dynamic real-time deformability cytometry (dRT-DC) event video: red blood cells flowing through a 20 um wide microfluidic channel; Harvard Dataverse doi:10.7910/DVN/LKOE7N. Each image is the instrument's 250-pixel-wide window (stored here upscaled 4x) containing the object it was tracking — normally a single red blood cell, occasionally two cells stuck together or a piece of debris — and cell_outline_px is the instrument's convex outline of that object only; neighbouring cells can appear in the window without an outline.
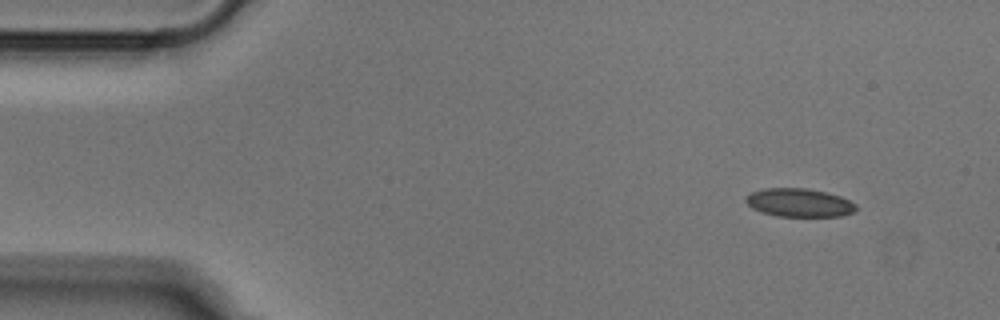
{"species": "Egyptian fruit bat (a non-hibernating species)", "species_latin": "Rousettus aegyptiacus", "temperature_condition": "cold", "stored_images_in_passage": 50, "camera_frame_rate_fps": 3000, "um_per_image_px": 0.085, "animal": {"sex": "male"}, "frame": {"image": 1, "passage_image": 4, "time_ms": 1.0, "image_size_px": [1000, 320], "cell_outline_px": [[856, 208], [852, 212], [840, 216], [776, 216], [752, 208], [744, 200], [744, 196], [752, 192], [764, 188], [808, 188], [840, 196], [856, 204]], "centroid_in_image_um": [67.89, 17.22], "position_along_channel_um": 17.1, "area_um2": 18.09}}
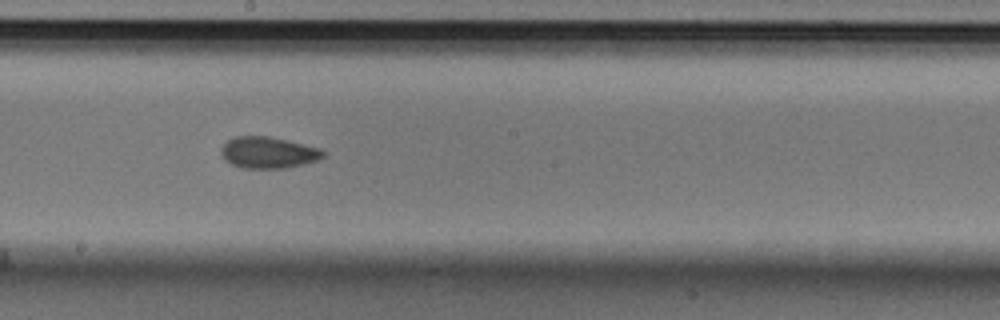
{"frame": {"image": 2, "passage_image": 27, "time_ms": 8.667, "image_size_px": [1000, 320], "cell_outline_px": [[328, 152], [324, 156], [316, 160], [304, 164], [284, 168], [240, 168], [224, 160], [220, 152], [220, 148], [228, 140], [236, 136], [268, 136], [288, 140], [320, 148]], "centroid_in_image_um": [22.8, 12.96], "position_along_channel_um": 225.4, "area_um2": 18.84}}
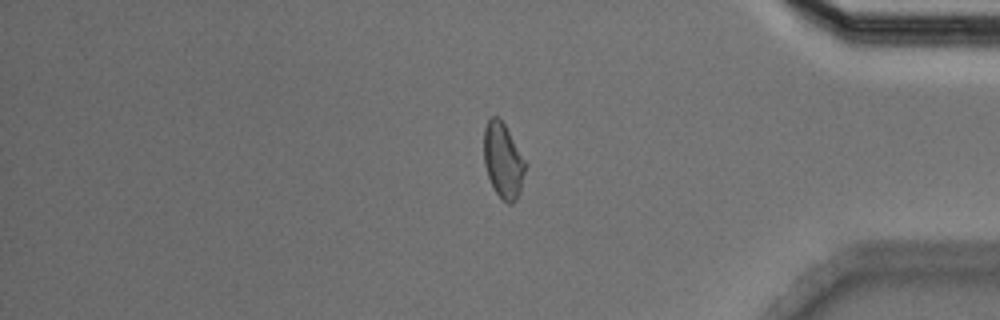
{"frame": {"image": 3, "passage_image": 42, "time_ms": 13.667, "image_size_px": [1000, 320], "cell_outline_px": [[528, 164], [520, 192], [516, 200], [512, 204], [508, 204], [496, 192], [488, 176], [484, 164], [484, 128], [488, 120], [492, 116], [496, 116], [504, 124]], "centroid_in_image_um": [42.79, 13.66], "position_along_channel_um": 392.4, "area_um2": 18.15}}